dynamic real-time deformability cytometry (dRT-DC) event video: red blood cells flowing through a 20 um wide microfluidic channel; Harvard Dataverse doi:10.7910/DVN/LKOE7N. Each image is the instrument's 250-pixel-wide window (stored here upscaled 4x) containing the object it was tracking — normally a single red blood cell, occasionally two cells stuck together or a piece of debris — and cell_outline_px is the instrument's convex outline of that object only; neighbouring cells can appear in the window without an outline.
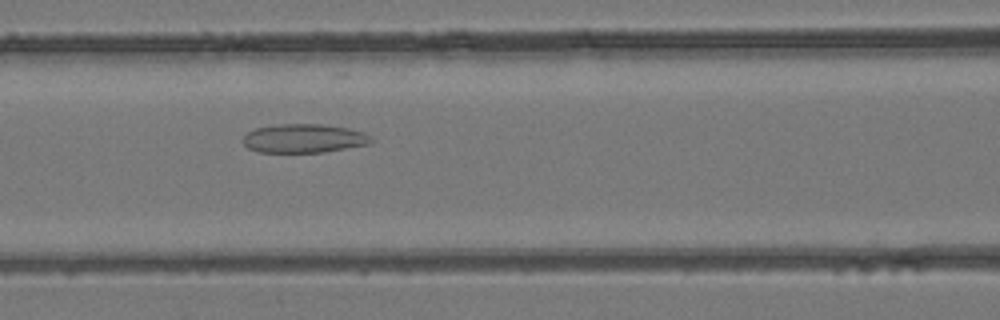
{"species": "common noctule bat (a hibernating species)", "species_latin": "Nyctalus noctula", "temperature_condition": "room temperature", "stored_images_in_passage": 42, "camera_frame_rate_fps": 3000, "um_per_image_px": 0.085, "animal": {"sex": "female", "body_mass_g": 24.6, "forearm_length_mm": 56.2}, "frame": {"image": 1, "passage_image": 15, "time_ms": 4.667, "image_size_px": [1000, 320], "cell_outline_px": [[376, 140], [368, 144], [324, 152], [260, 152], [248, 148], [240, 140], [248, 132], [256, 128], [276, 124], [324, 124], [348, 128], [364, 132]], "centroid_in_image_um": [25.83, 11.76], "position_along_channel_um": 140.8, "area_um2": 21.62}}
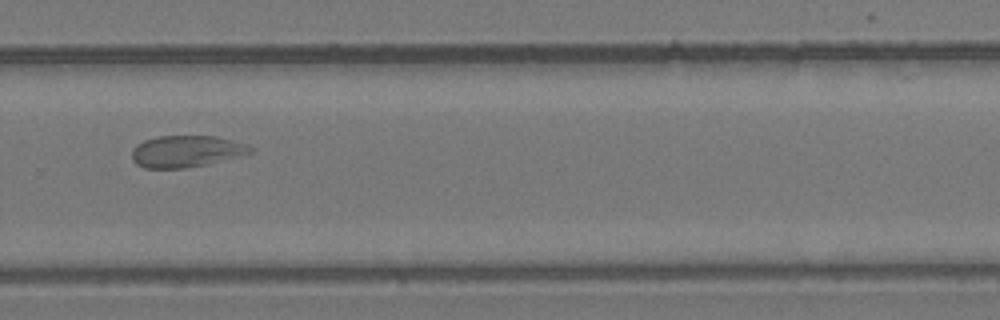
{"frame": {"image": 2, "passage_image": 27, "time_ms": 8.667, "image_size_px": [1000, 320], "cell_outline_px": [[252, 152], [208, 164], [188, 168], [144, 168], [136, 164], [132, 160], [132, 148], [136, 144], [144, 140], [156, 136], [216, 136], [244, 144], [252, 148]], "centroid_in_image_um": [15.75, 12.87], "position_along_channel_um": 314.0, "area_um2": 21.79}}
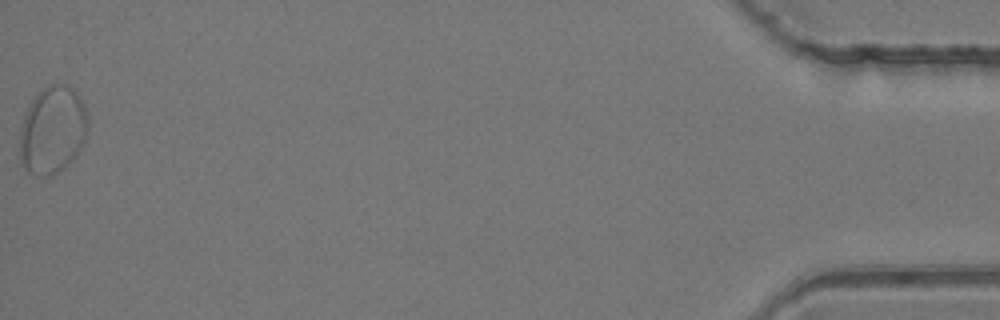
{"frame": {"image": 3, "passage_image": 42, "time_ms": 13.667, "image_size_px": [1000, 320], "cell_outline_px": [[88, 132], [80, 148], [72, 160], [64, 168], [52, 176], [36, 176], [28, 172], [24, 168], [20, 160], [20, 128], [24, 112], [28, 104], [44, 88], [52, 84], [68, 84], [80, 96], [84, 104], [88, 120]], "centroid_in_image_um": [4.46, 11.06], "position_along_channel_um": 430.7, "area_um2": 35.14}}